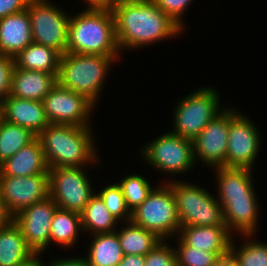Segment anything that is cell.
<instances>
[{"instance_id": "60d3db41", "label": "cell", "mask_w": 267, "mask_h": 266, "mask_svg": "<svg viewBox=\"0 0 267 266\" xmlns=\"http://www.w3.org/2000/svg\"><path fill=\"white\" fill-rule=\"evenodd\" d=\"M41 253H33L26 260L18 264L17 266H45L42 260L38 257Z\"/></svg>"}, {"instance_id": "4fadbf2b", "label": "cell", "mask_w": 267, "mask_h": 266, "mask_svg": "<svg viewBox=\"0 0 267 266\" xmlns=\"http://www.w3.org/2000/svg\"><path fill=\"white\" fill-rule=\"evenodd\" d=\"M0 193L10 214L18 213L49 197V173L28 177L0 175Z\"/></svg>"}, {"instance_id": "e575fe53", "label": "cell", "mask_w": 267, "mask_h": 266, "mask_svg": "<svg viewBox=\"0 0 267 266\" xmlns=\"http://www.w3.org/2000/svg\"><path fill=\"white\" fill-rule=\"evenodd\" d=\"M155 4L182 29V15L193 0H153ZM189 4V5H188Z\"/></svg>"}, {"instance_id": "8fae6325", "label": "cell", "mask_w": 267, "mask_h": 266, "mask_svg": "<svg viewBox=\"0 0 267 266\" xmlns=\"http://www.w3.org/2000/svg\"><path fill=\"white\" fill-rule=\"evenodd\" d=\"M229 108L226 167L252 169L260 147L259 132L248 116Z\"/></svg>"}, {"instance_id": "6da1fadb", "label": "cell", "mask_w": 267, "mask_h": 266, "mask_svg": "<svg viewBox=\"0 0 267 266\" xmlns=\"http://www.w3.org/2000/svg\"><path fill=\"white\" fill-rule=\"evenodd\" d=\"M120 51L175 37L182 28L153 0H115L111 4Z\"/></svg>"}, {"instance_id": "ffe728a7", "label": "cell", "mask_w": 267, "mask_h": 266, "mask_svg": "<svg viewBox=\"0 0 267 266\" xmlns=\"http://www.w3.org/2000/svg\"><path fill=\"white\" fill-rule=\"evenodd\" d=\"M48 172L44 151L37 137L0 164V175L28 177Z\"/></svg>"}, {"instance_id": "7a4b0ae2", "label": "cell", "mask_w": 267, "mask_h": 266, "mask_svg": "<svg viewBox=\"0 0 267 266\" xmlns=\"http://www.w3.org/2000/svg\"><path fill=\"white\" fill-rule=\"evenodd\" d=\"M71 16L66 52L120 56L111 7H88Z\"/></svg>"}, {"instance_id": "277c9868", "label": "cell", "mask_w": 267, "mask_h": 266, "mask_svg": "<svg viewBox=\"0 0 267 266\" xmlns=\"http://www.w3.org/2000/svg\"><path fill=\"white\" fill-rule=\"evenodd\" d=\"M117 58L119 57L66 52L60 59L57 82L84 95L96 106L104 89L107 71Z\"/></svg>"}, {"instance_id": "b9f144b4", "label": "cell", "mask_w": 267, "mask_h": 266, "mask_svg": "<svg viewBox=\"0 0 267 266\" xmlns=\"http://www.w3.org/2000/svg\"><path fill=\"white\" fill-rule=\"evenodd\" d=\"M89 7H110L115 0H84Z\"/></svg>"}, {"instance_id": "3957f363", "label": "cell", "mask_w": 267, "mask_h": 266, "mask_svg": "<svg viewBox=\"0 0 267 266\" xmlns=\"http://www.w3.org/2000/svg\"><path fill=\"white\" fill-rule=\"evenodd\" d=\"M47 165L57 167H83L86 163H99L95 140L90 126L78 127L50 123L38 136Z\"/></svg>"}, {"instance_id": "484cf974", "label": "cell", "mask_w": 267, "mask_h": 266, "mask_svg": "<svg viewBox=\"0 0 267 266\" xmlns=\"http://www.w3.org/2000/svg\"><path fill=\"white\" fill-rule=\"evenodd\" d=\"M126 227L117 231V236L124 255H143L150 252L162 241L154 232L127 221Z\"/></svg>"}, {"instance_id": "5bb4252c", "label": "cell", "mask_w": 267, "mask_h": 266, "mask_svg": "<svg viewBox=\"0 0 267 266\" xmlns=\"http://www.w3.org/2000/svg\"><path fill=\"white\" fill-rule=\"evenodd\" d=\"M58 206L49 196L18 213L13 221L20 228L27 246L34 253H43L50 246V226Z\"/></svg>"}, {"instance_id": "d6986e66", "label": "cell", "mask_w": 267, "mask_h": 266, "mask_svg": "<svg viewBox=\"0 0 267 266\" xmlns=\"http://www.w3.org/2000/svg\"><path fill=\"white\" fill-rule=\"evenodd\" d=\"M177 236L187 246L208 252H230L233 237L226 225L181 226Z\"/></svg>"}, {"instance_id": "83f0119b", "label": "cell", "mask_w": 267, "mask_h": 266, "mask_svg": "<svg viewBox=\"0 0 267 266\" xmlns=\"http://www.w3.org/2000/svg\"><path fill=\"white\" fill-rule=\"evenodd\" d=\"M79 229L83 232L81 214L57 208L50 226V243L70 248L78 239Z\"/></svg>"}, {"instance_id": "ac0fdd59", "label": "cell", "mask_w": 267, "mask_h": 266, "mask_svg": "<svg viewBox=\"0 0 267 266\" xmlns=\"http://www.w3.org/2000/svg\"><path fill=\"white\" fill-rule=\"evenodd\" d=\"M56 83L57 77L53 73L26 70L14 65L9 96L43 101Z\"/></svg>"}, {"instance_id": "603a6c76", "label": "cell", "mask_w": 267, "mask_h": 266, "mask_svg": "<svg viewBox=\"0 0 267 266\" xmlns=\"http://www.w3.org/2000/svg\"><path fill=\"white\" fill-rule=\"evenodd\" d=\"M61 56L59 51L51 47L32 42L13 60L14 65L18 68L53 73L57 77Z\"/></svg>"}, {"instance_id": "5b68a950", "label": "cell", "mask_w": 267, "mask_h": 266, "mask_svg": "<svg viewBox=\"0 0 267 266\" xmlns=\"http://www.w3.org/2000/svg\"><path fill=\"white\" fill-rule=\"evenodd\" d=\"M167 182L173 191L181 226L225 225L222 204L207 189L181 180Z\"/></svg>"}, {"instance_id": "4dcf8cb0", "label": "cell", "mask_w": 267, "mask_h": 266, "mask_svg": "<svg viewBox=\"0 0 267 266\" xmlns=\"http://www.w3.org/2000/svg\"><path fill=\"white\" fill-rule=\"evenodd\" d=\"M177 266H221L222 259L230 256V252H208L187 246L177 239Z\"/></svg>"}, {"instance_id": "ab89813d", "label": "cell", "mask_w": 267, "mask_h": 266, "mask_svg": "<svg viewBox=\"0 0 267 266\" xmlns=\"http://www.w3.org/2000/svg\"><path fill=\"white\" fill-rule=\"evenodd\" d=\"M145 256L143 255H124L118 266H144Z\"/></svg>"}, {"instance_id": "74e56055", "label": "cell", "mask_w": 267, "mask_h": 266, "mask_svg": "<svg viewBox=\"0 0 267 266\" xmlns=\"http://www.w3.org/2000/svg\"><path fill=\"white\" fill-rule=\"evenodd\" d=\"M48 266H89L88 261L86 260L85 256L82 257H73V258H66V259H56L52 260Z\"/></svg>"}, {"instance_id": "f1b7e54d", "label": "cell", "mask_w": 267, "mask_h": 266, "mask_svg": "<svg viewBox=\"0 0 267 266\" xmlns=\"http://www.w3.org/2000/svg\"><path fill=\"white\" fill-rule=\"evenodd\" d=\"M36 137L29 129L2 120L0 124V164L14 156Z\"/></svg>"}, {"instance_id": "7bdbcfd3", "label": "cell", "mask_w": 267, "mask_h": 266, "mask_svg": "<svg viewBox=\"0 0 267 266\" xmlns=\"http://www.w3.org/2000/svg\"><path fill=\"white\" fill-rule=\"evenodd\" d=\"M221 266H240L235 260H233L230 256L223 258Z\"/></svg>"}, {"instance_id": "7c38bea8", "label": "cell", "mask_w": 267, "mask_h": 266, "mask_svg": "<svg viewBox=\"0 0 267 266\" xmlns=\"http://www.w3.org/2000/svg\"><path fill=\"white\" fill-rule=\"evenodd\" d=\"M42 102L49 123L90 126L88 118L95 105L84 95L67 89L57 82Z\"/></svg>"}, {"instance_id": "7402d4cb", "label": "cell", "mask_w": 267, "mask_h": 266, "mask_svg": "<svg viewBox=\"0 0 267 266\" xmlns=\"http://www.w3.org/2000/svg\"><path fill=\"white\" fill-rule=\"evenodd\" d=\"M218 200L223 205L232 199L249 198L254 194L252 169L237 167H216Z\"/></svg>"}, {"instance_id": "ee69618b", "label": "cell", "mask_w": 267, "mask_h": 266, "mask_svg": "<svg viewBox=\"0 0 267 266\" xmlns=\"http://www.w3.org/2000/svg\"><path fill=\"white\" fill-rule=\"evenodd\" d=\"M3 120V106H2V102L0 101V124Z\"/></svg>"}, {"instance_id": "9a60e30c", "label": "cell", "mask_w": 267, "mask_h": 266, "mask_svg": "<svg viewBox=\"0 0 267 266\" xmlns=\"http://www.w3.org/2000/svg\"><path fill=\"white\" fill-rule=\"evenodd\" d=\"M228 133L229 108L227 107L192 140L195 162L198 157L199 161L212 168L226 167Z\"/></svg>"}, {"instance_id": "d590c367", "label": "cell", "mask_w": 267, "mask_h": 266, "mask_svg": "<svg viewBox=\"0 0 267 266\" xmlns=\"http://www.w3.org/2000/svg\"><path fill=\"white\" fill-rule=\"evenodd\" d=\"M14 68V60L10 56L0 54V101L10 93L11 75Z\"/></svg>"}, {"instance_id": "ba28073f", "label": "cell", "mask_w": 267, "mask_h": 266, "mask_svg": "<svg viewBox=\"0 0 267 266\" xmlns=\"http://www.w3.org/2000/svg\"><path fill=\"white\" fill-rule=\"evenodd\" d=\"M142 159L153 168L168 174H182L195 164L193 141L167 132L141 150Z\"/></svg>"}, {"instance_id": "d6a6232c", "label": "cell", "mask_w": 267, "mask_h": 266, "mask_svg": "<svg viewBox=\"0 0 267 266\" xmlns=\"http://www.w3.org/2000/svg\"><path fill=\"white\" fill-rule=\"evenodd\" d=\"M105 206L119 221H131V211L128 209L125 197L118 184H110L97 193ZM124 218V219H123Z\"/></svg>"}, {"instance_id": "30bf717a", "label": "cell", "mask_w": 267, "mask_h": 266, "mask_svg": "<svg viewBox=\"0 0 267 266\" xmlns=\"http://www.w3.org/2000/svg\"><path fill=\"white\" fill-rule=\"evenodd\" d=\"M27 9L33 42L66 53L71 15L48 0H30Z\"/></svg>"}, {"instance_id": "f35d334b", "label": "cell", "mask_w": 267, "mask_h": 266, "mask_svg": "<svg viewBox=\"0 0 267 266\" xmlns=\"http://www.w3.org/2000/svg\"><path fill=\"white\" fill-rule=\"evenodd\" d=\"M14 217L8 211L0 193V230L7 227L13 222Z\"/></svg>"}, {"instance_id": "1f68e13d", "label": "cell", "mask_w": 267, "mask_h": 266, "mask_svg": "<svg viewBox=\"0 0 267 266\" xmlns=\"http://www.w3.org/2000/svg\"><path fill=\"white\" fill-rule=\"evenodd\" d=\"M123 196L125 197L128 209L132 212L150 194L155 187H151L150 182L141 175H126L118 182Z\"/></svg>"}, {"instance_id": "44dd1931", "label": "cell", "mask_w": 267, "mask_h": 266, "mask_svg": "<svg viewBox=\"0 0 267 266\" xmlns=\"http://www.w3.org/2000/svg\"><path fill=\"white\" fill-rule=\"evenodd\" d=\"M256 194L249 198L232 199L223 205L224 222L228 230L242 234H255L257 228L258 204Z\"/></svg>"}, {"instance_id": "9c48e42d", "label": "cell", "mask_w": 267, "mask_h": 266, "mask_svg": "<svg viewBox=\"0 0 267 266\" xmlns=\"http://www.w3.org/2000/svg\"><path fill=\"white\" fill-rule=\"evenodd\" d=\"M83 169L84 167L49 169V196L58 208L81 214L95 194Z\"/></svg>"}, {"instance_id": "8d00e7d4", "label": "cell", "mask_w": 267, "mask_h": 266, "mask_svg": "<svg viewBox=\"0 0 267 266\" xmlns=\"http://www.w3.org/2000/svg\"><path fill=\"white\" fill-rule=\"evenodd\" d=\"M30 0H0V19L27 9Z\"/></svg>"}, {"instance_id": "d4e9b609", "label": "cell", "mask_w": 267, "mask_h": 266, "mask_svg": "<svg viewBox=\"0 0 267 266\" xmlns=\"http://www.w3.org/2000/svg\"><path fill=\"white\" fill-rule=\"evenodd\" d=\"M33 253L14 221L0 230V266H17Z\"/></svg>"}, {"instance_id": "2e32d148", "label": "cell", "mask_w": 267, "mask_h": 266, "mask_svg": "<svg viewBox=\"0 0 267 266\" xmlns=\"http://www.w3.org/2000/svg\"><path fill=\"white\" fill-rule=\"evenodd\" d=\"M2 106L3 120L27 128L36 136L50 124L42 101L7 95Z\"/></svg>"}, {"instance_id": "e0dca14e", "label": "cell", "mask_w": 267, "mask_h": 266, "mask_svg": "<svg viewBox=\"0 0 267 266\" xmlns=\"http://www.w3.org/2000/svg\"><path fill=\"white\" fill-rule=\"evenodd\" d=\"M33 42L28 9L0 19V54L14 58Z\"/></svg>"}, {"instance_id": "8992f818", "label": "cell", "mask_w": 267, "mask_h": 266, "mask_svg": "<svg viewBox=\"0 0 267 266\" xmlns=\"http://www.w3.org/2000/svg\"><path fill=\"white\" fill-rule=\"evenodd\" d=\"M131 221L154 232L162 240L179 234L181 224L170 185L165 182V185L153 188L148 197L132 211Z\"/></svg>"}, {"instance_id": "52a82bcc", "label": "cell", "mask_w": 267, "mask_h": 266, "mask_svg": "<svg viewBox=\"0 0 267 266\" xmlns=\"http://www.w3.org/2000/svg\"><path fill=\"white\" fill-rule=\"evenodd\" d=\"M219 92L212 87L198 88L182 98L174 108L172 133L193 140L206 125L223 111ZM219 107V108H218Z\"/></svg>"}, {"instance_id": "836d02e7", "label": "cell", "mask_w": 267, "mask_h": 266, "mask_svg": "<svg viewBox=\"0 0 267 266\" xmlns=\"http://www.w3.org/2000/svg\"><path fill=\"white\" fill-rule=\"evenodd\" d=\"M174 248L172 246L169 247L168 243L166 244V240H162L145 255L144 266H177Z\"/></svg>"}, {"instance_id": "f546056e", "label": "cell", "mask_w": 267, "mask_h": 266, "mask_svg": "<svg viewBox=\"0 0 267 266\" xmlns=\"http://www.w3.org/2000/svg\"><path fill=\"white\" fill-rule=\"evenodd\" d=\"M245 241L240 247L230 244V257L240 266H267V244L251 239L253 234H242ZM239 247V249L237 248Z\"/></svg>"}, {"instance_id": "cb8c5ba5", "label": "cell", "mask_w": 267, "mask_h": 266, "mask_svg": "<svg viewBox=\"0 0 267 266\" xmlns=\"http://www.w3.org/2000/svg\"><path fill=\"white\" fill-rule=\"evenodd\" d=\"M86 260L89 266H118L123 252L117 236V230L110 233L93 235Z\"/></svg>"}, {"instance_id": "4316f807", "label": "cell", "mask_w": 267, "mask_h": 266, "mask_svg": "<svg viewBox=\"0 0 267 266\" xmlns=\"http://www.w3.org/2000/svg\"><path fill=\"white\" fill-rule=\"evenodd\" d=\"M83 231L92 234L110 233L116 231L119 220L110 213L98 194H94L81 213Z\"/></svg>"}]
</instances>
